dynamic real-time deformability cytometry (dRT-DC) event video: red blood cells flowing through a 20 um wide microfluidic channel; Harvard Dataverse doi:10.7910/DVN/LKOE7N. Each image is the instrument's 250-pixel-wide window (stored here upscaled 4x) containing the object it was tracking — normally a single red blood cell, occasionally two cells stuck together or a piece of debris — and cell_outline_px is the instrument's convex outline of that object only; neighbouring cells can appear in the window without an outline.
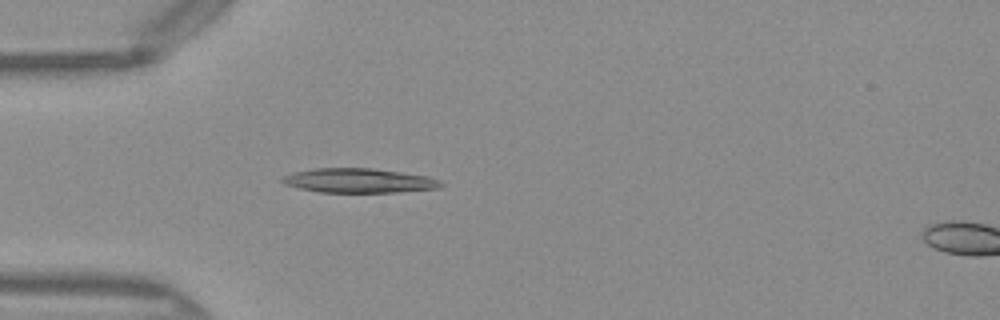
{"species": "Egyptian fruit bat (a non-hibernating species)", "species_latin": "Rousettus aegyptiacus", "temperature_condition": "warm", "stored_images_in_passage": 50, "camera_frame_rate_fps": 3000, "um_per_image_px": 0.085, "frame": {"image": 1, "passage_image": 15, "time_ms": 4.667, "image_size_px": [1000, 320], "cell_outline_px": [[444, 184], [440, 188], [396, 192], [320, 192], [300, 188], [284, 184], [280, 180], [284, 176], [292, 172], [316, 168], [372, 168], [428, 176], [440, 180]], "centroid_in_image_um": [30.52, 15.35], "position_along_channel_um": 54.5, "area_um2": 22.48}}
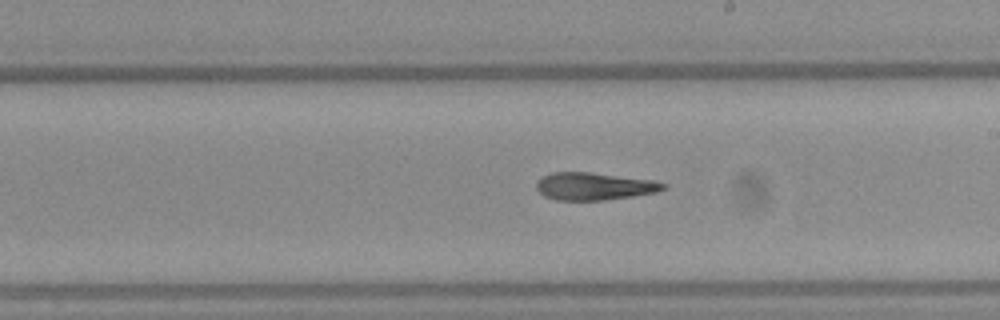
{"frame": {"image": 2, "passage_image": 29, "time_ms": 9.333, "image_size_px": [1000, 320], "cell_outline_px": [[668, 188], [656, 192], [632, 196], [604, 200], [556, 200], [544, 196], [536, 188], [536, 180], [552, 172], [588, 172], [652, 180], [668, 184]], "centroid_in_image_um": [50.5, 15.83], "position_along_channel_um": 238.5, "area_um2": 20.29}}
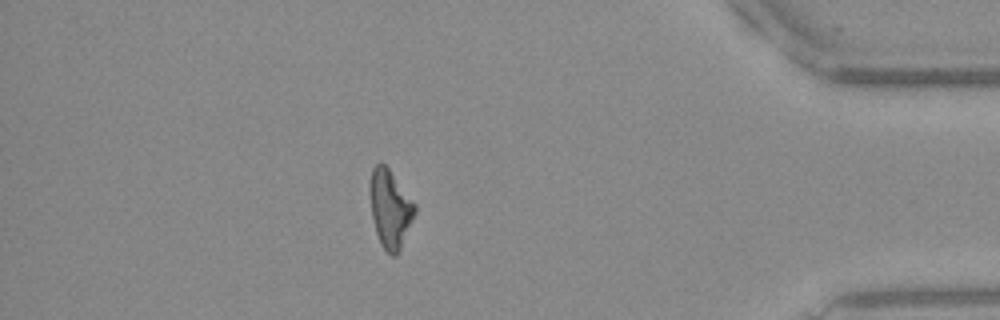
{"frame": {"image": 3, "passage_image": 44, "time_ms": 14.333, "image_size_px": [1000, 320], "cell_outline_px": [[416, 212], [400, 248], [396, 256], [392, 256], [380, 244], [376, 232], [372, 216], [368, 192], [368, 184], [372, 168], [376, 164], [384, 164], [388, 168], [416, 204]], "centroid_in_image_um": [33.13, 17.72], "position_along_channel_um": 402.1, "area_um2": 20.4}, "authors_computed_cell_mechanics": {"area_um2": 21.0681, "velocity_mm_per_s": 4.0766, "shape_relaxation_time_tau1_ms": null, "shape_relaxation_time_tau2_ms": 5.6351, "deformation_change_tau1": null, "deformation_change_tau2": 0.1701}}